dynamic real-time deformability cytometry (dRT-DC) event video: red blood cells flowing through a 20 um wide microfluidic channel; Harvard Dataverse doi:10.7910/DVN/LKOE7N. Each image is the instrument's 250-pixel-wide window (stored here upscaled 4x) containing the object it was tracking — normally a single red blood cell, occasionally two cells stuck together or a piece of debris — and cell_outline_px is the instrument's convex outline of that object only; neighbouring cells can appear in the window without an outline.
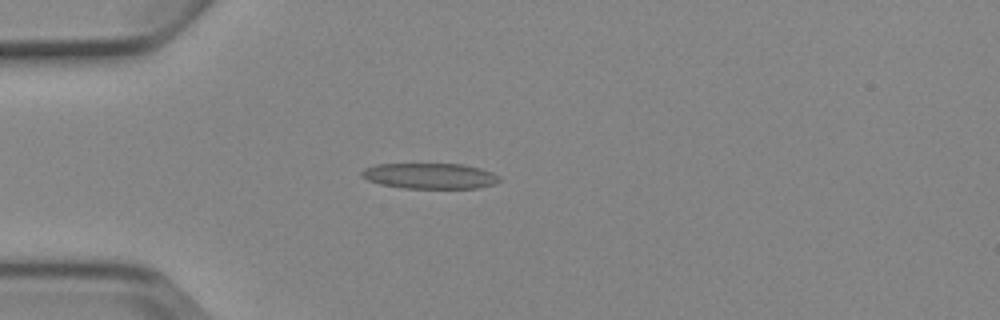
{"species": "Egyptian fruit bat (a non-hibernating species)", "species_latin": "Rousettus aegyptiacus", "temperature_condition": "cold", "stored_images_in_passage": 5, "camera_frame_rate_fps": 3000, "um_per_image_px": 0.085, "animal": {"sex": "female"}, "frame": {"image": 1, "passage_image": 3, "time_ms": 2.333, "image_size_px": [1000, 320], "cell_outline_px": [[500, 180], [496, 184], [480, 188], [404, 188], [380, 184], [368, 180], [360, 176], [360, 172], [364, 168], [376, 164], [464, 164], [480, 168], [492, 172], [500, 176]], "centroid_in_image_um": [36.55, 14.95], "position_along_channel_um": 48.4, "area_um2": 20.75}}
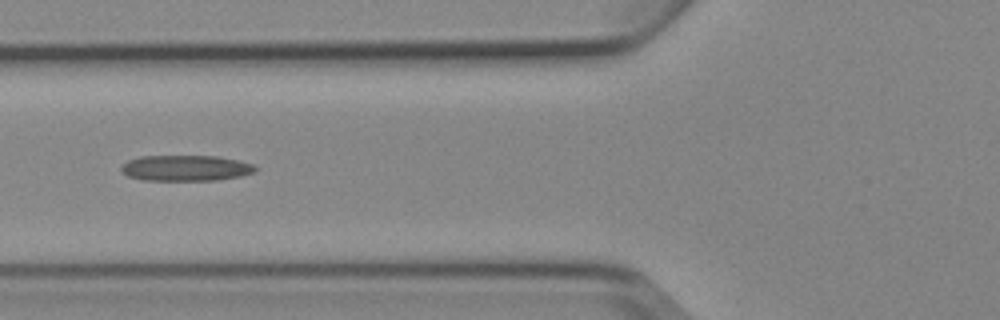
{"frame": {"image": 2, "passage_image": 5, "time_ms": 4.333, "image_size_px": [1000, 320], "cell_outline_px": [[260, 168], [256, 172], [240, 176], [216, 180], [144, 180], [128, 176], [120, 168], [128, 160], [140, 156], [216, 156], [236, 160], [252, 164]], "centroid_in_image_um": [15.82, 14.28], "position_along_channel_um": 110.0, "area_um2": 20.06}}